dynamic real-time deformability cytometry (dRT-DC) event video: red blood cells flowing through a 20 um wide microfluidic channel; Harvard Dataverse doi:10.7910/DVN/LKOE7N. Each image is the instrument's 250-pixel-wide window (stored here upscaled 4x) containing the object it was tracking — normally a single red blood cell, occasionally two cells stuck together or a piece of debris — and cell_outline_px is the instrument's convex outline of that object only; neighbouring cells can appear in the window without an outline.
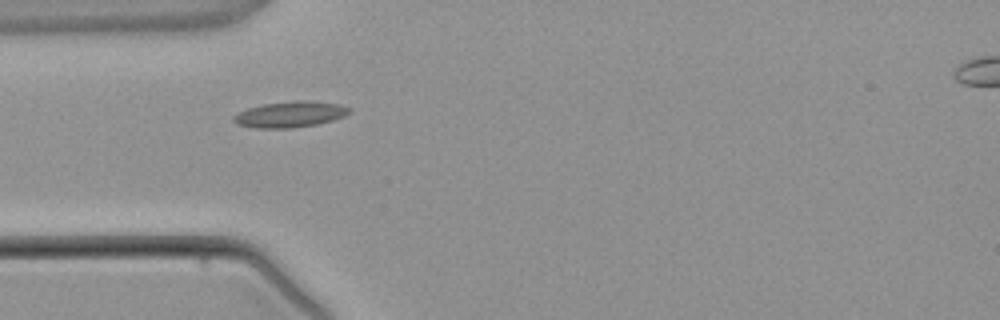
{"species": "common noctule bat (a hibernating species)", "species_latin": "Nyctalus noctula", "temperature_condition": "warm", "stored_images_in_passage": 3, "camera_frame_rate_fps": 3000, "um_per_image_px": 0.085, "animal": {"sex": "male", "body_mass_g": 21.5, "forearm_length_mm": 52.0}, "frame": {"image": 1, "passage_image": 3, "time_ms": 3.333, "image_size_px": [1000, 320], "cell_outline_px": [[352, 112], [344, 116], [332, 120], [316, 124], [292, 128], [256, 128], [240, 124], [232, 120], [232, 116], [248, 108], [264, 104], [292, 100], [304, 100], [340, 104], [352, 108]], "centroid_in_image_um": [24.7, 9.71], "position_along_channel_um": 60.3, "area_um2": 17.46}}